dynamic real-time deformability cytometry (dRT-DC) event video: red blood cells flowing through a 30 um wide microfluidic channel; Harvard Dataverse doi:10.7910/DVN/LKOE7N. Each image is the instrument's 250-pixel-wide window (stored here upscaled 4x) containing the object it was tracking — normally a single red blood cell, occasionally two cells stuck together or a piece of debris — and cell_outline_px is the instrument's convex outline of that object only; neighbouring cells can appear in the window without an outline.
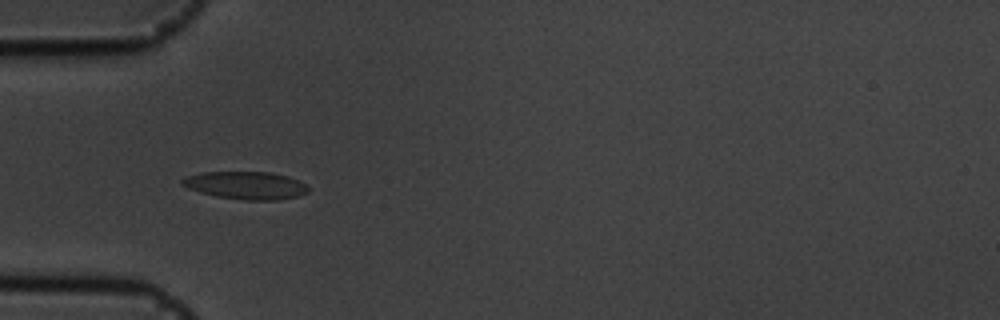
{"species": "common noctule bat (a hibernating species)", "species_latin": "Nyctalus noctula", "temperature_condition": "cold", "stored_images_in_passage": 55, "camera_frame_rate_fps": 3000, "um_per_image_px": 0.085, "animal": {"sex": "male", "body_mass_g": 19.5, "forearm_length_mm": 54.6}, "frame": {"image": 1, "passage_image": 17, "time_ms": 5.333, "image_size_px": [1000, 320], "cell_outline_px": [[308, 192], [300, 196], [280, 200], [244, 200], [216, 196], [200, 192], [188, 188], [180, 184], [180, 180], [184, 176], [204, 172], [268, 172], [288, 176], [300, 180], [308, 188]], "centroid_in_image_um": [20.9, 15.76], "position_along_channel_um": 64.1, "area_um2": 20.52}}
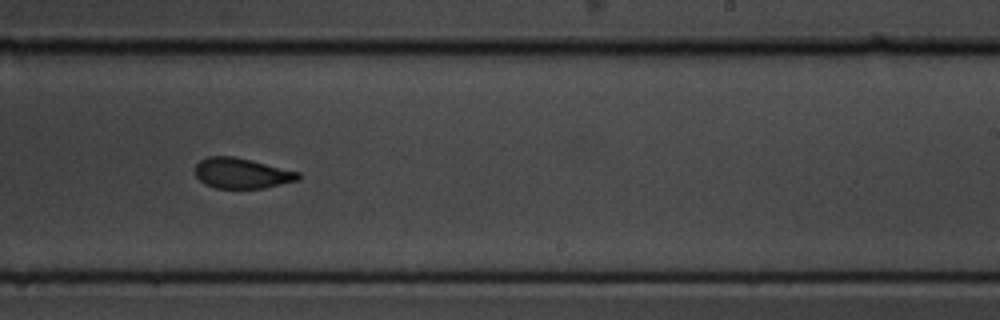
{"frame": {"image": 2, "passage_image": 34, "time_ms": 11.0, "image_size_px": [1000, 320], "cell_outline_px": [[300, 180], [264, 188], [216, 188], [204, 184], [196, 176], [196, 164], [200, 160], [208, 156], [232, 156], [252, 160], [300, 172]], "centroid_in_image_um": [20.56, 14.72], "position_along_channel_um": 268.4, "area_um2": 18.32}}
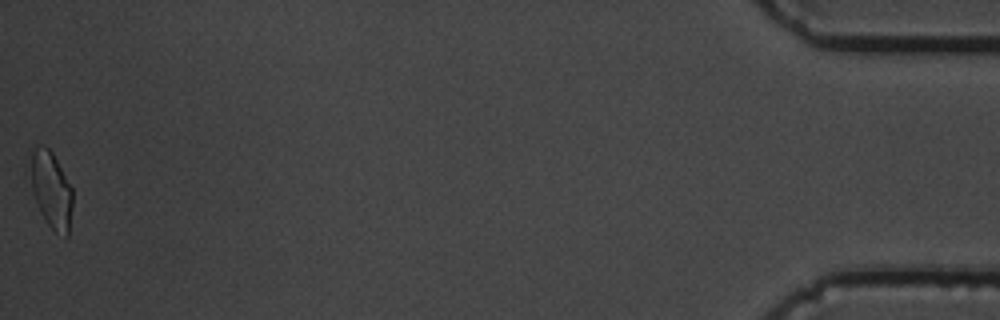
{"frame": {"image": 3, "passage_image": 55, "time_ms": 18.0, "image_size_px": [1000, 320], "cell_outline_px": [[72, 204], [68, 236], [64, 236], [56, 232], [48, 224], [24, 176], [24, 172], [32, 152], [40, 144], [48, 148], [52, 152], [72, 188]], "centroid_in_image_um": [4.26, 16.05], "position_along_channel_um": 430.9, "area_um2": 19.31}, "authors_computed_cell_mechanics": {"area_um2": 19.074, "velocity_mm_per_s": 3.6344, "shape_relaxation_time_tau1_ms": 3.0205, "shape_relaxation_time_tau2_ms": 2.4644, "deformation_change_tau1": 0.1201, "deformation_change_tau2": 0.095}}